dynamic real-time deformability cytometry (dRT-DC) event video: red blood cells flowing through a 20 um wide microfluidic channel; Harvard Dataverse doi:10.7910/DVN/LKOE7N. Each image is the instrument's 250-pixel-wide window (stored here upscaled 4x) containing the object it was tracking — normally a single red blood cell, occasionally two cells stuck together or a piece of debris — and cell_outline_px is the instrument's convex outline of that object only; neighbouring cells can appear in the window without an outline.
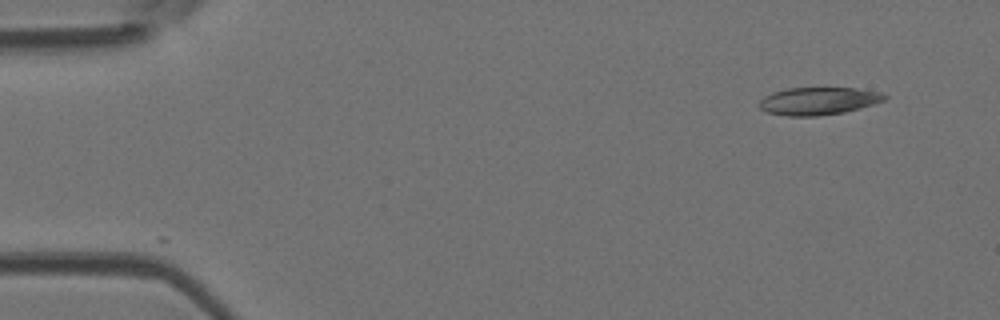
{"species": "Egyptian fruit bat (a non-hibernating species)", "species_latin": "Rousettus aegyptiacus", "temperature_condition": "room temperature", "stored_images_in_passage": 46, "camera_frame_rate_fps": 3000, "um_per_image_px": 0.085, "animal": {"sex": "female"}, "frame": {"image": 1, "passage_image": 1, "time_ms": 0.0, "image_size_px": [1000, 320], "cell_outline_px": [[888, 96], [884, 100], [860, 108], [844, 112], [816, 116], [788, 116], [768, 112], [760, 108], [760, 100], [764, 96], [772, 92], [788, 88], [856, 88], [880, 92]], "centroid_in_image_um": [69.56, 8.58], "position_along_channel_um": 15.4, "area_um2": 20.0}}
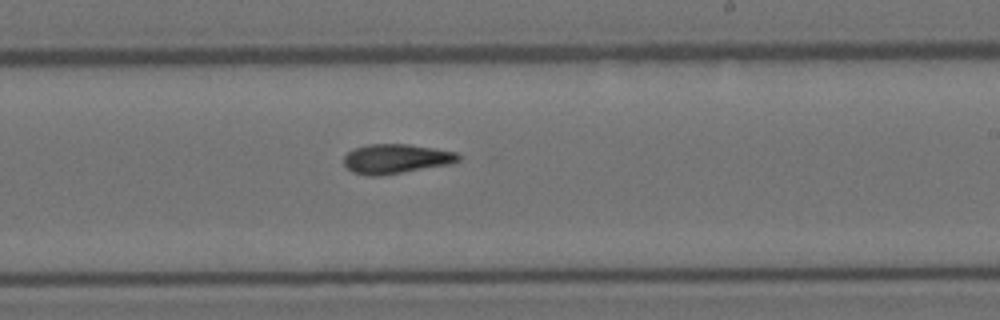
{"frame": {"image": 2, "passage_image": 26, "time_ms": 8.333, "image_size_px": [1000, 320], "cell_outline_px": [[460, 160], [448, 164], [380, 176], [368, 176], [352, 172], [344, 164], [344, 156], [348, 152], [356, 148], [368, 144], [408, 144], [436, 148], [456, 152], [460, 156]], "centroid_in_image_um": [33.65, 13.49], "position_along_channel_um": 255.4, "area_um2": 19.59}}
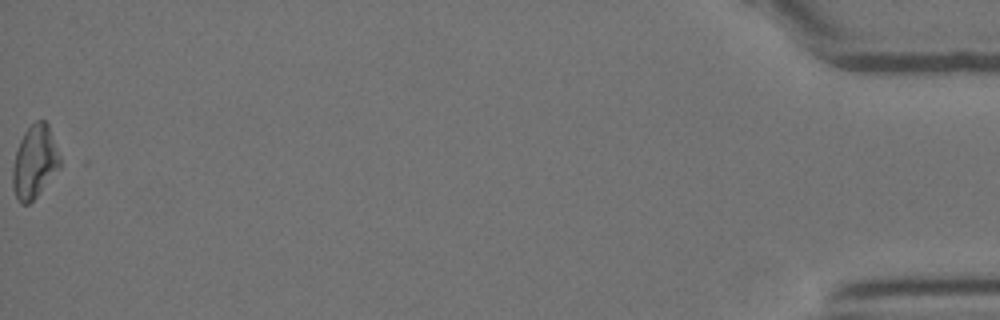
{"frame": {"image": 3, "passage_image": 46, "time_ms": 15.0, "image_size_px": [1000, 320], "cell_outline_px": [[60, 168], [36, 196], [28, 204], [20, 204], [12, 188], [12, 168], [16, 152], [20, 140], [24, 132], [36, 120], [44, 120], [48, 124], [60, 156]], "centroid_in_image_um": [2.93, 13.76], "position_along_channel_um": 432.3, "area_um2": 19.94}, "authors_computed_cell_mechanics": {"area_um2": 19.9121, "velocity_mm_per_s": 4.1435, "shape_relaxation_time_tau1_ms": null, "shape_relaxation_time_tau2_ms": 4.3809, "deformation_change_tau1": null, "deformation_change_tau2": 0.129}}